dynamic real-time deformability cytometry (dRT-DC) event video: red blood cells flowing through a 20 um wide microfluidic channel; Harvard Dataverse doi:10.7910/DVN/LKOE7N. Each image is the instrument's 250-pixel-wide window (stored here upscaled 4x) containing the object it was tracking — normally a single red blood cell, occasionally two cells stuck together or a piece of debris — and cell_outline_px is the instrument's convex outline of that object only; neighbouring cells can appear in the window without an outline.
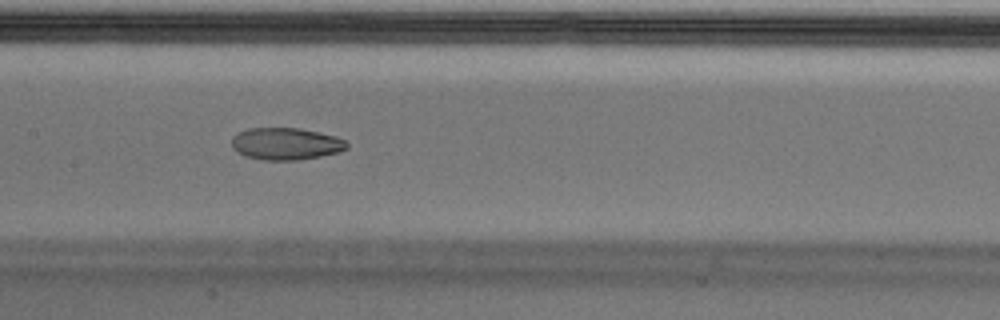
{"species": "Egyptian fruit bat (a non-hibernating species)", "species_latin": "Rousettus aegyptiacus", "temperature_condition": "cold", "stored_images_in_passage": 43, "camera_frame_rate_fps": 3000, "um_per_image_px": 0.085, "animal": {"sex": "male"}, "frame": {"image": 1, "passage_image": 25, "time_ms": 8.0, "image_size_px": [1000, 320], "cell_outline_px": [[348, 148], [340, 152], [320, 156], [296, 160], [264, 160], [244, 156], [236, 152], [232, 148], [232, 136], [248, 128], [300, 128], [320, 132], [336, 136], [344, 140], [348, 144]], "centroid_in_image_um": [24.29, 12.22], "position_along_channel_um": 183.1, "area_um2": 21.68}}